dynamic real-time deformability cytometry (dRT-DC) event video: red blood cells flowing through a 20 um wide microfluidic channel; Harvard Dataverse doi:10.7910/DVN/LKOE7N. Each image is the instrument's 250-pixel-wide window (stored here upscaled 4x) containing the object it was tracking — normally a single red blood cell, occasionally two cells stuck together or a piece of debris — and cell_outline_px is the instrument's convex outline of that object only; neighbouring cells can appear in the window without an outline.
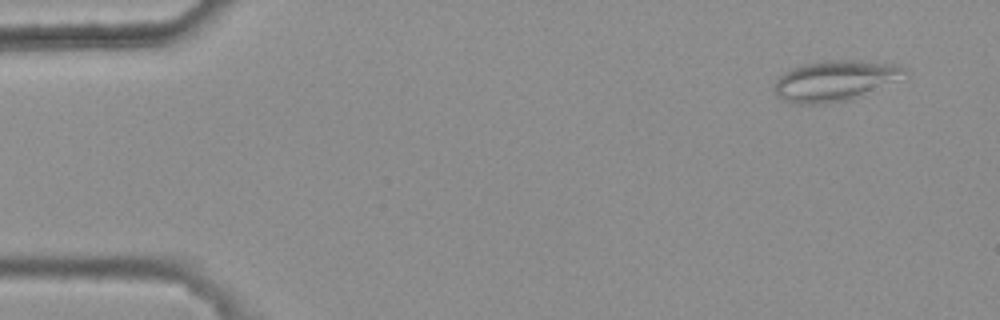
{"species": "common noctule bat (a hibernating species)", "species_latin": "Nyctalus noctula", "temperature_condition": "warm", "stored_images_in_passage": 7, "camera_frame_rate_fps": 3000, "um_per_image_px": 0.085, "animal": {"sex": "female", "body_mass_g": 25.1}, "frame": {"image": 1, "passage_image": 2, "time_ms": 0.333, "image_size_px": [1000, 320], "cell_outline_px": [[908, 72], [852, 100], [824, 104], [800, 104], [784, 100], [776, 96], [776, 80], [784, 72], [792, 68], [804, 64], [824, 60], [852, 60], [896, 64], [908, 68]], "centroid_in_image_um": [70.92, 6.86], "position_along_channel_um": 14.1, "area_um2": 30.23}}
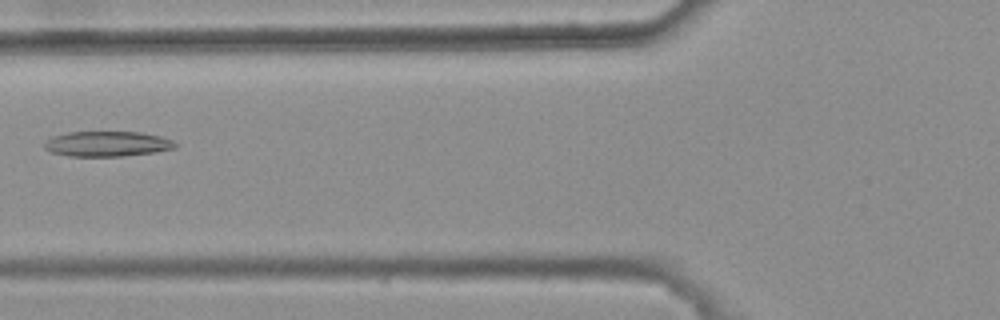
{"frame": {"image": 2, "passage_image": 6, "time_ms": 1.667, "image_size_px": [1000, 320], "cell_outline_px": [[176, 148], [156, 152], [120, 156], [68, 156], [52, 152], [44, 148], [44, 144], [52, 136], [68, 132], [140, 132], [160, 136], [172, 140], [176, 144]], "centroid_in_image_um": [9.12, 12.23], "position_along_channel_um": 116.7, "area_um2": 19.13}}
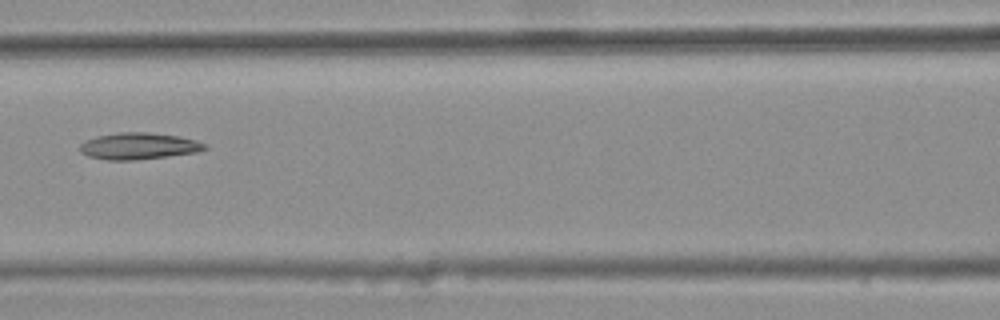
{"frame": {"image": 3, "passage_image": 7, "time_ms": 2.0, "image_size_px": [1000, 320], "cell_outline_px": [[208, 148], [196, 152], [132, 160], [108, 160], [88, 156], [80, 152], [80, 144], [96, 136], [116, 132], [148, 132], [180, 136], [196, 140], [208, 144]], "centroid_in_image_um": [11.8, 12.4], "position_along_channel_um": 154.8, "area_um2": 19.31}}